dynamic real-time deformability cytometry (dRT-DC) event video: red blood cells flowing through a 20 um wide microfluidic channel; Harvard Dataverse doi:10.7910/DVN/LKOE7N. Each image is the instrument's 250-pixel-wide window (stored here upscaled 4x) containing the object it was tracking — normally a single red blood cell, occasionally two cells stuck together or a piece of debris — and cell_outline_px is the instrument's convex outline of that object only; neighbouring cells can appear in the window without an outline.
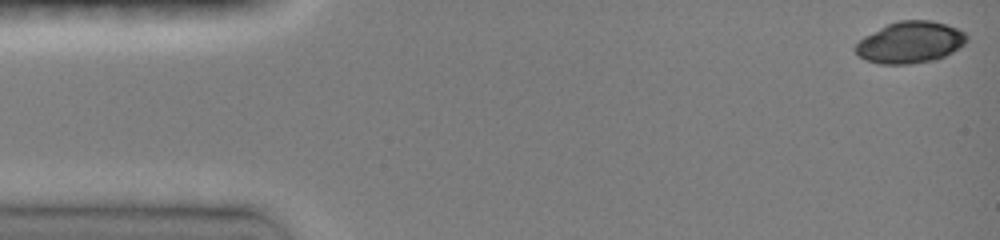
{"species": "common noctule bat (a hibernating species)", "species_latin": "Nyctalus noctula", "temperature_condition": "room temperature", "stored_images_in_passage": 8, "camera_frame_rate_fps": 3000, "um_per_image_px": 0.085, "animal": {"sex": "female", "body_mass_g": 19.0, "forearm_length_mm": 51.5}, "frame": {"image": 1, "passage_image": 1, "time_ms": 0.0, "image_size_px": [1000, 240], "cell_outline_px": [[968, 40], [964, 44], [952, 52], [936, 60], [908, 64], [880, 64], [864, 60], [852, 48], [864, 36], [888, 24], [900, 20], [932, 20], [956, 28], [964, 32], [968, 36]], "centroid_in_image_um": [77.35, 3.61], "position_along_channel_um": 7.6, "area_um2": 26.93}}
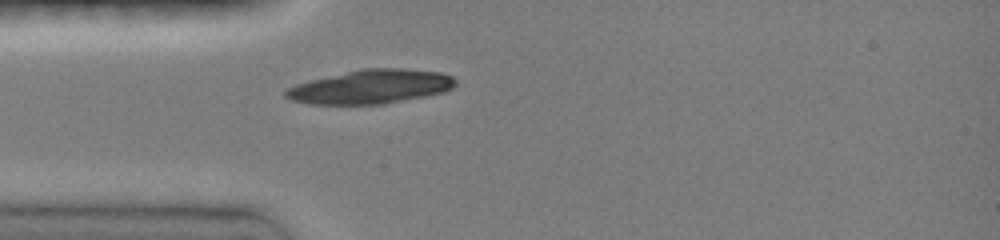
{"frame": {"image": 2, "passage_image": 8, "time_ms": 4.0, "image_size_px": [1000, 240], "cell_outline_px": [[456, 84], [452, 88], [444, 92], [384, 104], [308, 104], [292, 100], [284, 96], [284, 92], [288, 88], [296, 84], [308, 80], [360, 68], [404, 68], [440, 72], [452, 76], [456, 80]], "centroid_in_image_um": [31.51, 7.36], "position_along_channel_um": 53.5, "area_um2": 33.76}}